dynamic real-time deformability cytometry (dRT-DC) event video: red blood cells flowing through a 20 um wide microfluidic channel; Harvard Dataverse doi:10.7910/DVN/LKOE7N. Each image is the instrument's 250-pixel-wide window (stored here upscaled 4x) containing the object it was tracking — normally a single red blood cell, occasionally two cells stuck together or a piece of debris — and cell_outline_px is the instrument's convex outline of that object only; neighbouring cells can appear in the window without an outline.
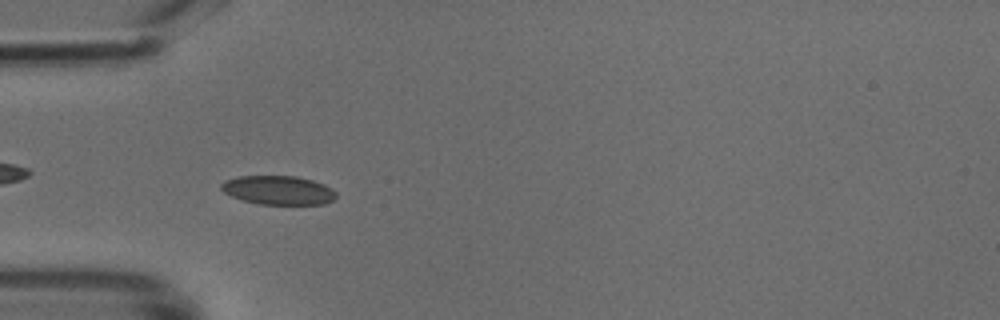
{"species": "common noctule bat (a hibernating species)", "species_latin": "Nyctalus noctula", "temperature_condition": "cold", "stored_images_in_passage": 49, "camera_frame_rate_fps": 3000, "um_per_image_px": 0.085, "animal": {"sex": "male", "body_mass_g": 18.8}, "frame": {"image": 1, "passage_image": 15, "time_ms": 4.667, "image_size_px": [1000, 320], "cell_outline_px": [[336, 196], [332, 200], [324, 204], [260, 204], [244, 200], [232, 196], [224, 192], [220, 188], [220, 184], [224, 180], [236, 176], [296, 176], [312, 180], [324, 184], [332, 188], [336, 192]], "centroid_in_image_um": [23.64, 16.15], "position_along_channel_um": 61.4, "area_um2": 19.36}}
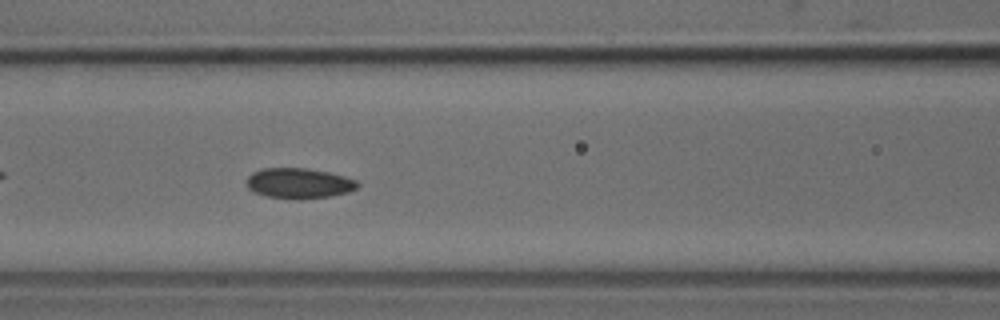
{"frame": {"image": 2, "passage_image": 21, "time_ms": 6.667, "image_size_px": [1000, 320], "cell_outline_px": [[360, 184], [356, 188], [348, 192], [328, 196], [300, 200], [296, 200], [264, 196], [248, 188], [248, 176], [252, 172], [260, 168], [308, 168], [328, 172], [344, 176], [356, 180]], "centroid_in_image_um": [25.4, 15.58], "position_along_channel_um": 141.2, "area_um2": 19.71}}
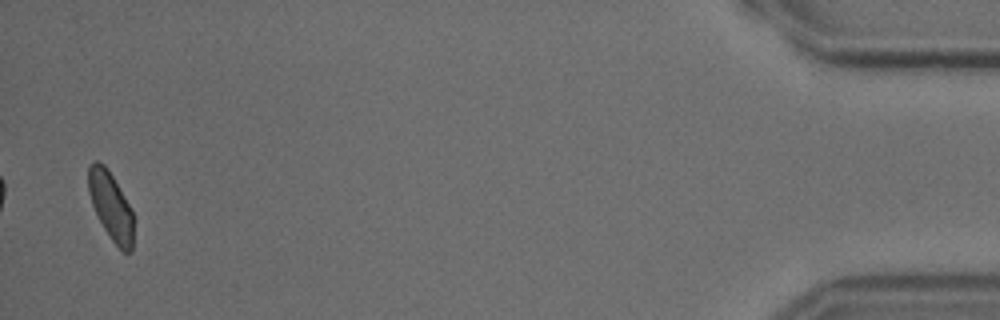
{"frame": {"image": 3, "passage_image": 48, "time_ms": 15.667, "image_size_px": [1000, 320], "cell_outline_px": [[132, 252], [124, 252], [112, 240], [104, 228], [92, 204], [88, 192], [88, 164], [96, 160], [104, 164], [108, 168], [132, 208]], "centroid_in_image_um": [9.41, 17.45], "position_along_channel_um": 425.8, "area_um2": 17.74}}